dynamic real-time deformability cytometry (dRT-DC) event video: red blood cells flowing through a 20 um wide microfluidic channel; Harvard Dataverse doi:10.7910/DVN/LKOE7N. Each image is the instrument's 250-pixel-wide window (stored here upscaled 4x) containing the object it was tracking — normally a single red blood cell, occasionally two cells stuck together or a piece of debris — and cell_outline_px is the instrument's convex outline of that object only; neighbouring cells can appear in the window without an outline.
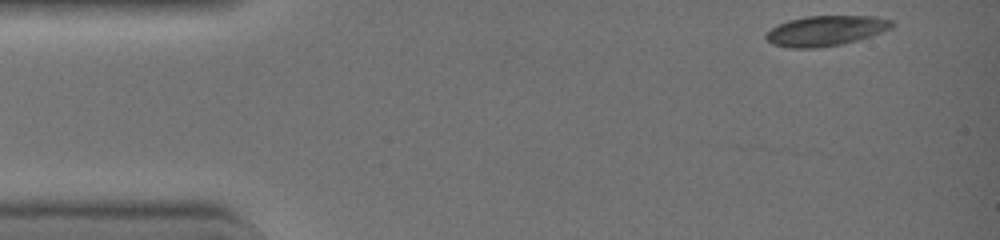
{"species": "common noctule bat (a hibernating species)", "species_latin": "Nyctalus noctula", "temperature_condition": "warm", "stored_images_in_passage": 3, "camera_frame_rate_fps": 3000, "um_per_image_px": 0.085, "animal": {"sex": "female", "body_mass_g": 19.0, "forearm_length_mm": 51.5}, "frame": {"image": 1, "passage_image": 1, "time_ms": 0.0, "image_size_px": [1000, 240], "cell_outline_px": [[896, 24], [892, 28], [856, 40], [840, 44], [816, 48], [788, 48], [772, 44], [764, 36], [776, 24], [788, 20], [804, 16], [876, 16], [892, 20]], "centroid_in_image_um": [70.17, 2.6], "position_along_channel_um": 14.8, "area_um2": 22.14}}